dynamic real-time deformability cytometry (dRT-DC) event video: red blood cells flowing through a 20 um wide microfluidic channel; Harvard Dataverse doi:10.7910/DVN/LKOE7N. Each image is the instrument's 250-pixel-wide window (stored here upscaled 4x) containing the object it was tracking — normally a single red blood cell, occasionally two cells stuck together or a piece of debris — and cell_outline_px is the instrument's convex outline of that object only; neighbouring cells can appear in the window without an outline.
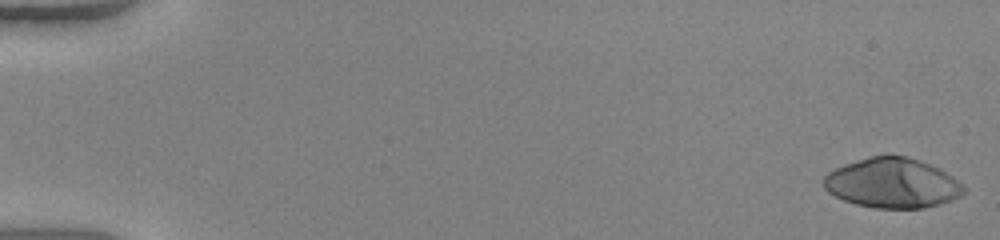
{"species": "human", "species_latin": "Homo sapiens", "temperature_condition": "warm", "stored_images_in_passage": 51, "camera_frame_rate_fps": 3000, "um_per_image_px": 0.085, "donor": {"sex": "female"}, "frame": {"image": 1, "passage_image": 1, "time_ms": 0.0, "image_size_px": [1000, 240], "cell_outline_px": [[964, 192], [960, 196], [952, 200], [940, 204], [924, 208], [876, 208], [856, 204], [844, 200], [828, 192], [824, 188], [824, 176], [828, 172], [844, 164], [868, 156], [888, 152], [908, 156], [920, 160], [940, 168], [952, 176], [964, 188]], "centroid_in_image_um": [75.84, 15.53], "position_along_channel_um": 9.2, "area_um2": 41.15}}
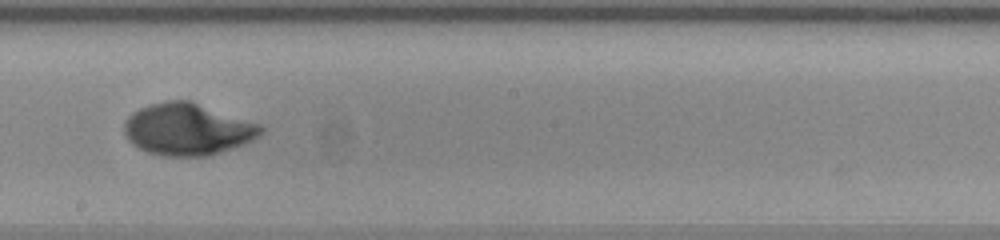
{"frame": {"image": 2, "passage_image": 30, "time_ms": 9.667, "image_size_px": [1000, 240], "cell_outline_px": [[264, 132], [260, 136], [252, 140], [232, 148], [208, 156], [160, 156], [148, 152], [132, 144], [128, 140], [124, 132], [124, 124], [128, 116], [132, 112], [148, 104], [168, 100], [192, 100], [260, 124], [264, 128]], "centroid_in_image_um": [15.94, 10.97], "position_along_channel_um": 232.3, "area_um2": 41.62}}
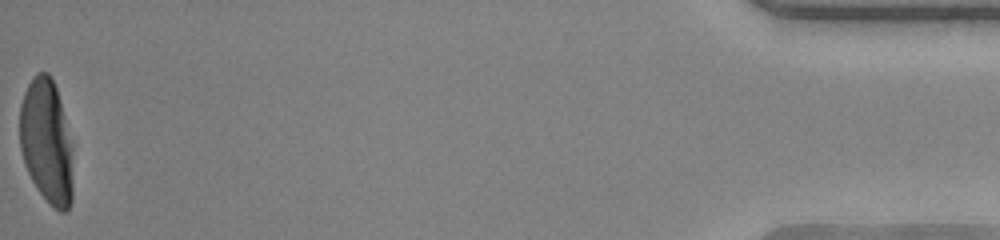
{"frame": {"image": 3, "passage_image": 51, "time_ms": 16.667, "image_size_px": [1000, 240], "cell_outline_px": [[72, 204], [64, 212], [60, 212], [36, 188], [24, 164], [20, 148], [20, 104], [24, 92], [32, 76], [36, 72], [48, 72], [56, 88], [72, 144]], "centroid_in_image_um": [3.95, 12.02], "position_along_channel_um": 431.2, "area_um2": 38.49}, "authors_computed_cell_mechanics": {"area_um2": 40.46, "velocity_mm_per_s": 4.1112, "shape_relaxation_time_tau1_ms": 3.8767, "shape_relaxation_time_tau2_ms": null, "deformation_change_tau1": 0.2651, "deformation_change_tau2": null}}